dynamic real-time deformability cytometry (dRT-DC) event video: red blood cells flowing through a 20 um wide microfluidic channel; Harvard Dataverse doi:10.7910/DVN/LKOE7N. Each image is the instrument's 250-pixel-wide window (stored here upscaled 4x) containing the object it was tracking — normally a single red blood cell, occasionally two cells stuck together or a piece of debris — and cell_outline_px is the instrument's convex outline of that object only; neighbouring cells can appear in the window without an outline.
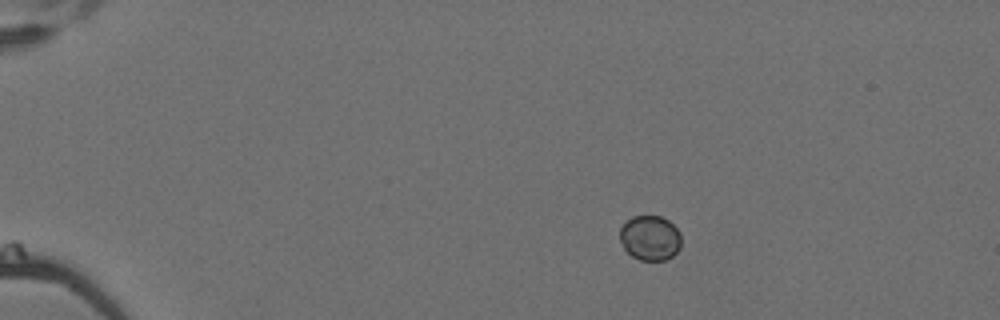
{"species": "Egyptian fruit bat (a non-hibernating species)", "species_latin": "Rousettus aegyptiacus", "temperature_condition": "cold", "stored_images_in_passage": 7, "camera_frame_rate_fps": 3000, "um_per_image_px": 0.085, "animal": {"sex": "female"}, "frame": {"image": 1, "passage_image": 1, "time_ms": 0.0, "image_size_px": [1000, 320], "cell_outline_px": [[680, 248], [672, 256], [664, 260], [640, 260], [632, 256], [624, 248], [620, 240], [620, 228], [632, 216], [660, 216], [668, 220], [680, 232]], "centroid_in_image_um": [55.25, 20.22], "position_along_channel_um": 29.7, "area_um2": 15.95}}
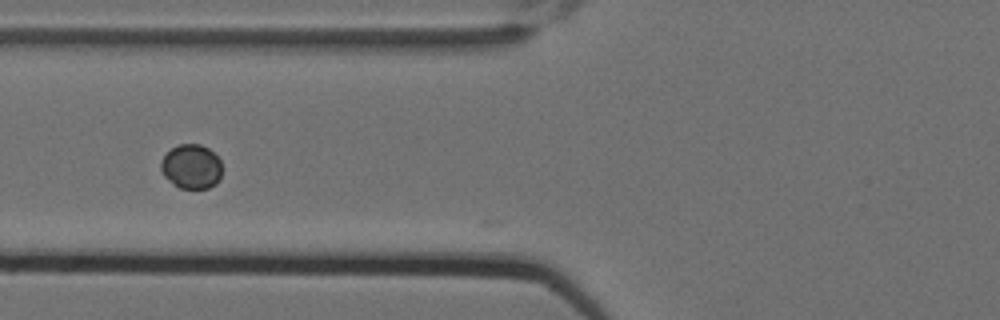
{"frame": {"image": 2, "passage_image": 5, "time_ms": 1.333, "image_size_px": [1000, 320], "cell_outline_px": [[220, 180], [216, 184], [208, 188], [180, 188], [172, 184], [164, 176], [160, 168], [160, 164], [164, 156], [172, 148], [180, 144], [200, 144], [208, 148], [220, 160]], "centroid_in_image_um": [16.25, 14.17], "position_along_channel_um": 109.5, "area_um2": 15.72}}